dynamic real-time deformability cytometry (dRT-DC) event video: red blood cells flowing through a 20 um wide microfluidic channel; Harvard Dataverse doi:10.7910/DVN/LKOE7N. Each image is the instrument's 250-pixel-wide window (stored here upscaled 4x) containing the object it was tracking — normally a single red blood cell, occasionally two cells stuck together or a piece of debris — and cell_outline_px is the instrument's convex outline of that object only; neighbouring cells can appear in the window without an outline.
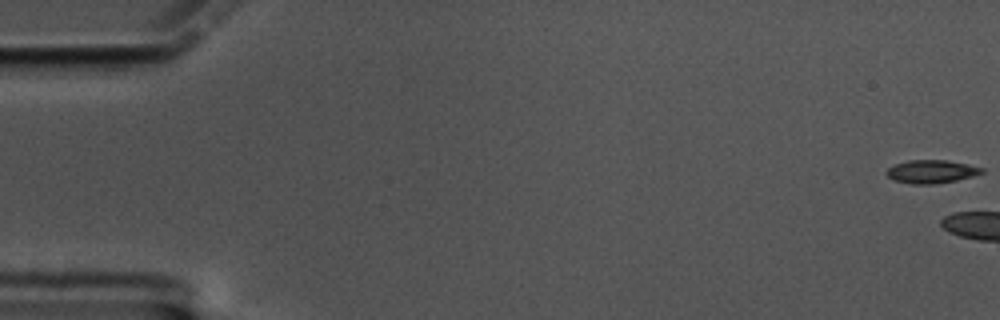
{"species": "common noctule bat (a hibernating species)", "species_latin": "Nyctalus noctula", "temperature_condition": "cold", "stored_images_in_passage": 5, "camera_frame_rate_fps": 3000, "um_per_image_px": 0.085, "animal": {"sex": "male", "body_mass_g": 17.5, "forearm_length_mm": 52.3}, "frame": {"image": 1, "passage_image": 1, "time_ms": 0.0, "image_size_px": [1000, 320], "cell_outline_px": [[984, 172], [972, 176], [956, 180], [936, 184], [912, 184], [892, 180], [884, 172], [888, 168], [896, 164], [908, 160], [944, 160], [968, 164], [984, 168]], "centroid_in_image_um": [79.15, 14.59], "position_along_channel_um": 5.9, "area_um2": 12.89}}